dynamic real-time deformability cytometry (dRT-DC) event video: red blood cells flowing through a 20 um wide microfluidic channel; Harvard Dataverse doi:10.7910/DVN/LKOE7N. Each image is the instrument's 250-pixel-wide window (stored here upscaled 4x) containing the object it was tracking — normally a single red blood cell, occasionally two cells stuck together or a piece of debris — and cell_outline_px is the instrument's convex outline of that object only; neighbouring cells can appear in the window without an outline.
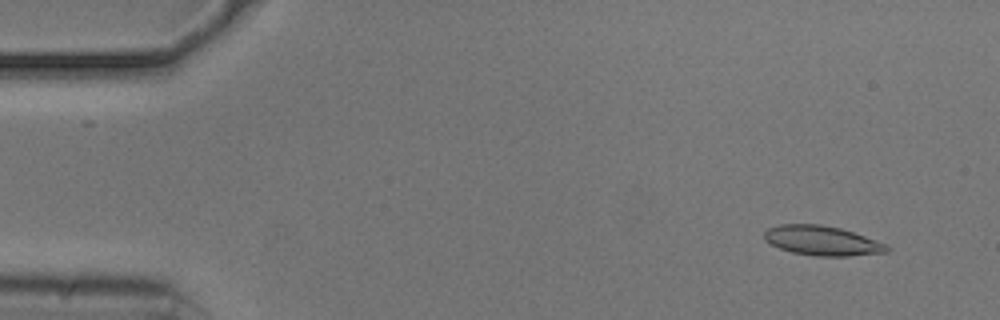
{"species": "common noctule bat (a hibernating species)", "species_latin": "Nyctalus noctula", "temperature_condition": "cold", "stored_images_in_passage": 53, "camera_frame_rate_fps": 3000, "um_per_image_px": 0.085, "animal": {"sex": "male", "body_mass_g": 20.5, "forearm_length_mm": 52.5}, "frame": {"image": 1, "passage_image": 4, "time_ms": 1.0, "image_size_px": [1000, 320], "cell_outline_px": [[892, 248], [888, 252], [848, 256], [816, 256], [792, 252], [780, 248], [772, 244], [764, 236], [764, 232], [768, 228], [780, 224], [820, 224], [840, 228], [888, 244]], "centroid_in_image_um": [69.93, 20.46], "position_along_channel_um": 15.1, "area_um2": 21.04}}
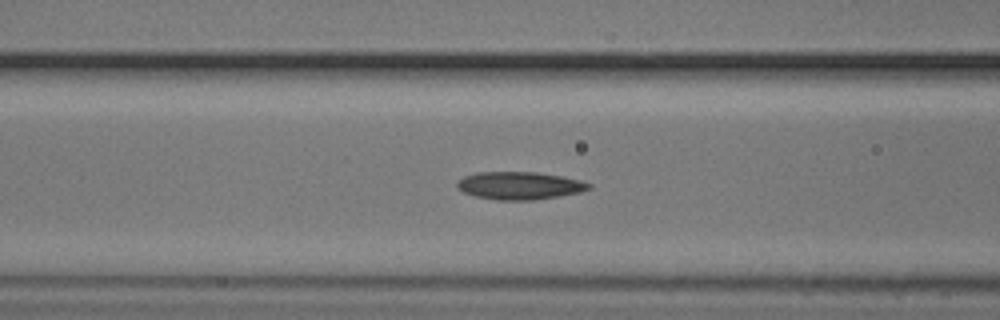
{"frame": {"image": 2, "passage_image": 21, "time_ms": 6.667, "image_size_px": [1000, 320], "cell_outline_px": [[592, 188], [580, 192], [532, 200], [496, 200], [476, 196], [464, 192], [456, 188], [456, 184], [464, 176], [476, 172], [536, 172], [560, 176], [580, 180], [592, 184]], "centroid_in_image_um": [44.15, 15.77], "position_along_channel_um": 122.5, "area_um2": 21.15}}
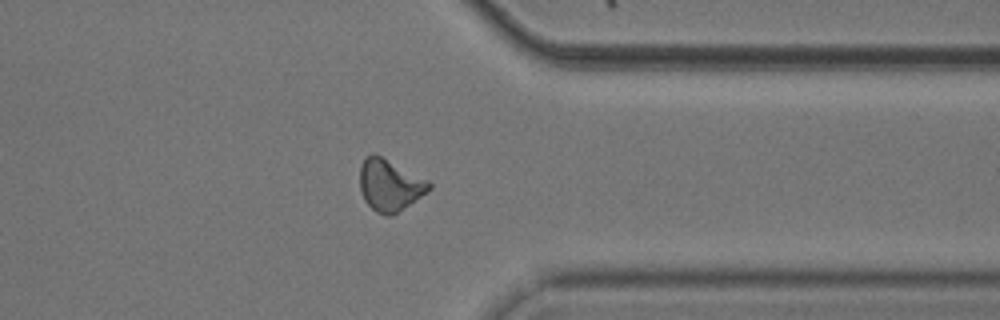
{"frame": {"image": 3, "passage_image": 42, "time_ms": 13.667, "image_size_px": [1000, 320], "cell_outline_px": [[432, 188], [428, 192], [392, 216], [384, 216], [376, 212], [364, 200], [360, 188], [360, 164], [364, 156], [372, 152], [428, 180], [432, 184]], "centroid_in_image_um": [33.11, 15.74], "position_along_channel_um": 378.3, "area_um2": 20.92}, "authors_computed_cell_mechanics": {"area_um2": 20.23, "velocity_mm_per_s": 3.7392, "shape_relaxation_time_tau1_ms": null, "shape_relaxation_time_tau2_ms": 5.5427, "deformation_change_tau1": null, "deformation_change_tau2": 0.1278}}